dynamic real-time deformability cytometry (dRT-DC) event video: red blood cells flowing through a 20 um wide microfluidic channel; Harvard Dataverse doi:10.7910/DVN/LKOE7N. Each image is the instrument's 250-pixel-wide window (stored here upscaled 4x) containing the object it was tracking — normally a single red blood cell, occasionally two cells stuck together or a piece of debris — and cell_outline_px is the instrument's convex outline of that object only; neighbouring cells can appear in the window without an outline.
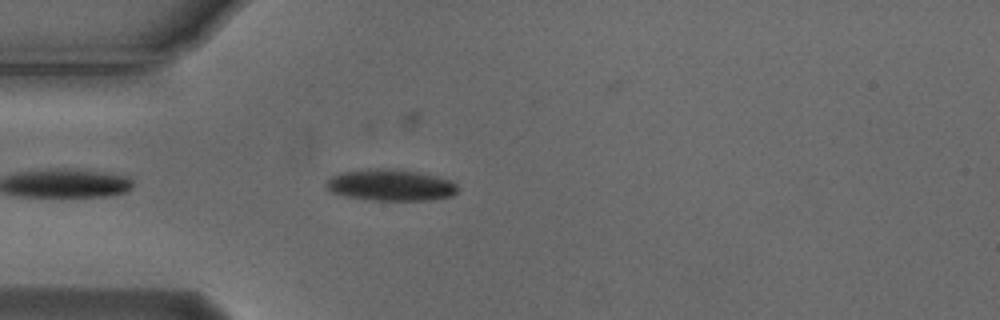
{"species": "Egyptian fruit bat (a non-hibernating species)", "species_latin": "Rousettus aegyptiacus", "temperature_condition": "cold", "stored_images_in_passage": 25, "camera_frame_rate_fps": 3000, "um_per_image_px": 0.085, "animal": {"sex": "male"}, "frame": {"image": 1, "passage_image": 4, "time_ms": 1.0, "image_size_px": [1000, 320], "cell_outline_px": [[460, 188], [452, 196], [432, 200], [372, 200], [348, 196], [332, 192], [324, 184], [332, 176], [344, 172], [368, 168], [392, 168], [416, 172], [436, 176], [452, 180]], "centroid_in_image_um": [33.25, 15.73], "position_along_channel_um": 51.8, "area_um2": 24.1}}
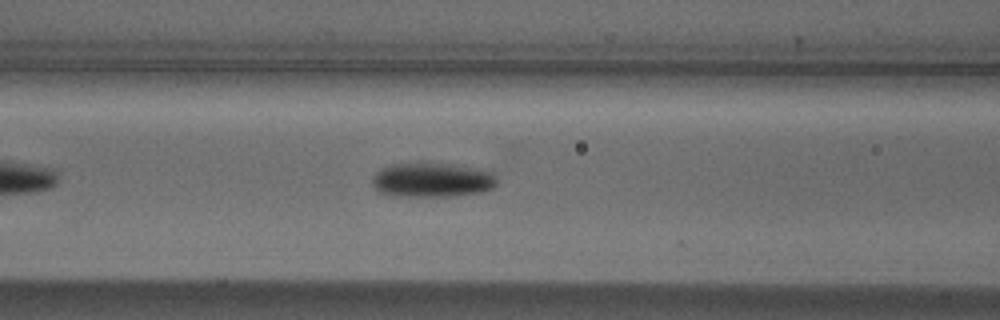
{"frame": {"image": 2, "passage_image": 11, "time_ms": 3.333, "image_size_px": [1000, 320], "cell_outline_px": [[496, 184], [492, 188], [480, 192], [456, 196], [384, 196], [372, 184], [372, 180], [376, 172], [380, 168], [392, 164], [420, 160], [452, 164], [492, 172], [496, 176]], "centroid_in_image_um": [36.66, 15.27], "position_along_channel_um": 129.9, "area_um2": 25.72}}
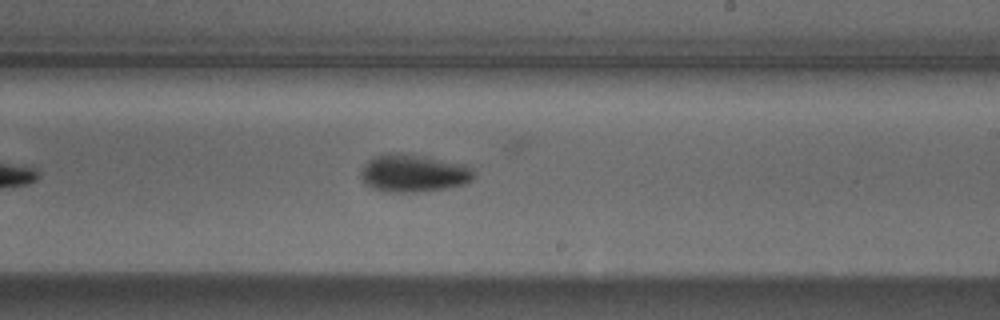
{"frame": {"image": 3, "passage_image": 21, "time_ms": 6.667, "image_size_px": [1000, 320], "cell_outline_px": [[476, 176], [472, 180], [464, 184], [448, 188], [412, 192], [384, 192], [372, 188], [364, 184], [360, 176], [360, 172], [364, 164], [368, 160], [376, 156], [388, 152], [400, 152], [424, 156], [468, 164], [476, 172]], "centroid_in_image_um": [35.16, 14.71], "position_along_channel_um": 253.8, "area_um2": 25.37}}